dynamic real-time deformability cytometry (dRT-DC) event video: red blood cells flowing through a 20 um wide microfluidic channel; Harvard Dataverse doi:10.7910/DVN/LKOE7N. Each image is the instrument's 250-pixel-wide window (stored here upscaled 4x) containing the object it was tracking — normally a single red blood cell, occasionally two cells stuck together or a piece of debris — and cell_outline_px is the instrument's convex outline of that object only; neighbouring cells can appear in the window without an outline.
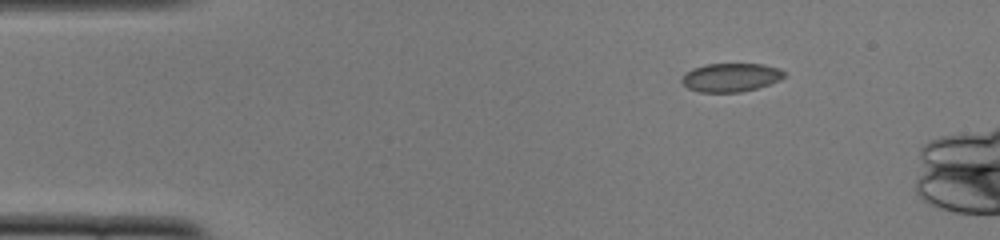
{"species": "common noctule bat (a hibernating species)", "species_latin": "Nyctalus noctula", "temperature_condition": "cold", "stored_images_in_passage": 7, "camera_frame_rate_fps": 3000, "um_per_image_px": 0.085, "animal": {"sex": "female", "body_mass_g": 22.0, "forearm_length_mm": 56.7}, "frame": {"image": 1, "passage_image": 1, "time_ms": 0.0, "image_size_px": [1000, 240], "cell_outline_px": [[784, 76], [780, 80], [756, 88], [740, 92], [700, 92], [688, 88], [680, 80], [692, 68], [704, 64], [764, 64], [780, 68], [784, 72]], "centroid_in_image_um": [62.12, 6.57], "position_along_channel_um": 22.9, "area_um2": 16.94}}